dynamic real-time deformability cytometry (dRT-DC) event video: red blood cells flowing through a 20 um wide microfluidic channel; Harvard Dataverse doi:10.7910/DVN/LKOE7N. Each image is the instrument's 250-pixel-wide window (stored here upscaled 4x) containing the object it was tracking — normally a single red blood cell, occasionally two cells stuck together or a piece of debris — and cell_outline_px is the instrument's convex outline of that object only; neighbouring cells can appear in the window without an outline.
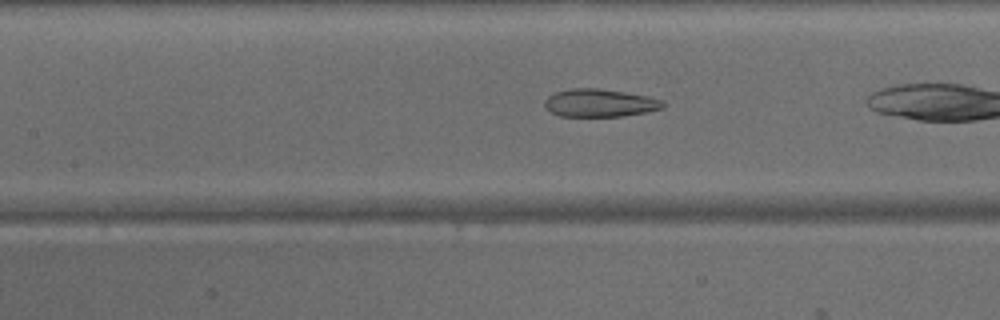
{"species": "common noctule bat (a hibernating species)", "species_latin": "Nyctalus noctula", "temperature_condition": "warm", "stored_images_in_passage": 22, "camera_frame_rate_fps": 3000, "um_per_image_px": 0.085, "animal": {"sex": "male", "body_mass_g": 15.6}, "frame": {"image": 1, "passage_image": 7, "time_ms": 2.0, "image_size_px": [1000, 320], "cell_outline_px": [[664, 108], [644, 112], [620, 116], [560, 116], [552, 112], [544, 104], [544, 100], [548, 96], [556, 92], [572, 88], [596, 88], [624, 92], [648, 96], [664, 100]], "centroid_in_image_um": [50.99, 8.74], "position_along_channel_um": 156.4, "area_um2": 19.02}}